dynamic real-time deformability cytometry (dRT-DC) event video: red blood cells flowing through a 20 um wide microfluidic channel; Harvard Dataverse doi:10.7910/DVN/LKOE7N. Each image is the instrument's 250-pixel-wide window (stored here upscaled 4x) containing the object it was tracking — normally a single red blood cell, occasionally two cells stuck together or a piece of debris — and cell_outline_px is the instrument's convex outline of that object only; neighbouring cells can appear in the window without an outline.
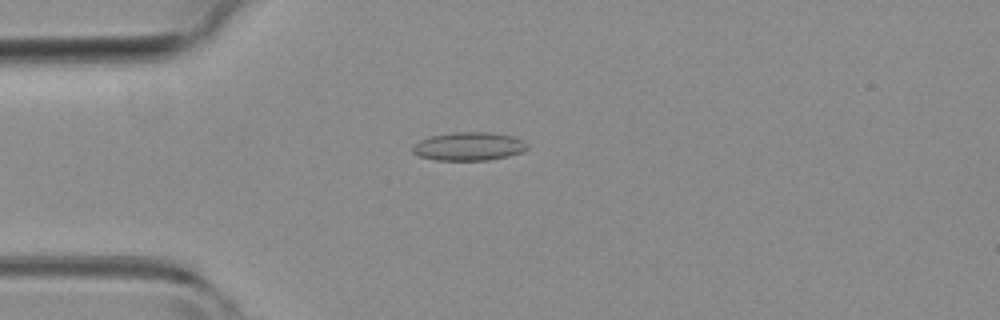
{"species": "common noctule bat (a hibernating species)", "species_latin": "Nyctalus noctula", "temperature_condition": "room temperature", "stored_images_in_passage": 43, "camera_frame_rate_fps": 3000, "um_per_image_px": 0.085, "animal": {"sex": "female", "body_mass_g": 19.3, "forearm_length_mm": 54.1}, "frame": {"image": 1, "passage_image": 5, "time_ms": 1.333, "image_size_px": [1000, 320], "cell_outline_px": [[528, 148], [520, 152], [508, 156], [488, 160], [436, 160], [420, 156], [412, 152], [412, 148], [420, 140], [432, 136], [452, 132], [492, 132], [512, 136], [524, 140], [528, 144]], "centroid_in_image_um": [39.88, 12.43], "position_along_channel_um": 45.1, "area_um2": 18.9}}
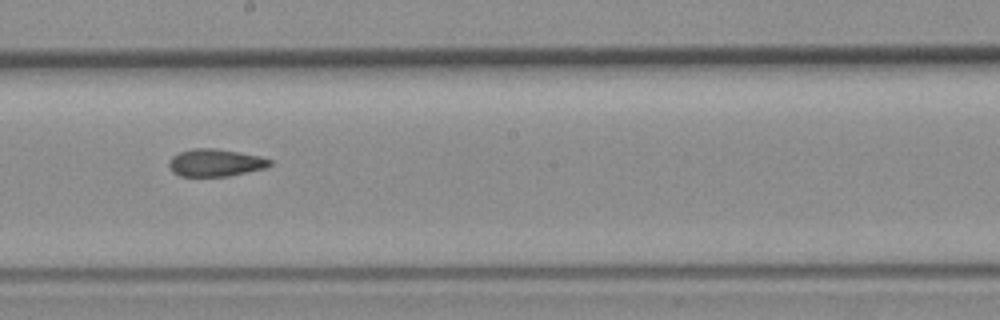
{"frame": {"image": 2, "passage_image": 20, "time_ms": 6.333, "image_size_px": [1000, 320], "cell_outline_px": [[272, 164], [268, 168], [228, 176], [180, 176], [172, 172], [168, 164], [168, 160], [172, 156], [180, 152], [192, 148], [216, 148], [260, 156], [272, 160]], "centroid_in_image_um": [18.31, 13.83], "position_along_channel_um": 229.9, "area_um2": 16.3}}
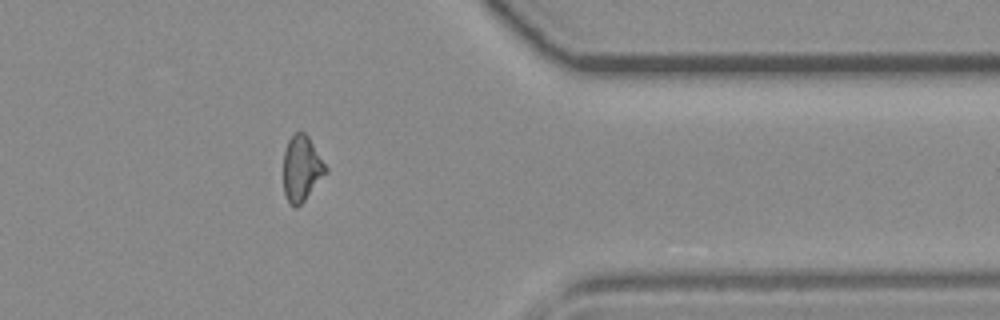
{"frame": {"image": 3, "passage_image": 33, "time_ms": 10.667, "image_size_px": [1000, 320], "cell_outline_px": [[328, 172], [304, 200], [296, 208], [292, 208], [288, 204], [284, 192], [284, 152], [288, 140], [292, 132], [300, 128], [308, 136], [328, 168]], "centroid_in_image_um": [25.63, 14.29], "position_along_channel_um": 385.8, "area_um2": 16.47}, "authors_computed_cell_mechanics": {"area_um2": 16.7042, "velocity_mm_per_s": 4.0062, "shape_relaxation_time_tau1_ms": null, "shape_relaxation_time_tau2_ms": 3.5856, "deformation_change_tau1": null, "deformation_change_tau2": 0.1037}}